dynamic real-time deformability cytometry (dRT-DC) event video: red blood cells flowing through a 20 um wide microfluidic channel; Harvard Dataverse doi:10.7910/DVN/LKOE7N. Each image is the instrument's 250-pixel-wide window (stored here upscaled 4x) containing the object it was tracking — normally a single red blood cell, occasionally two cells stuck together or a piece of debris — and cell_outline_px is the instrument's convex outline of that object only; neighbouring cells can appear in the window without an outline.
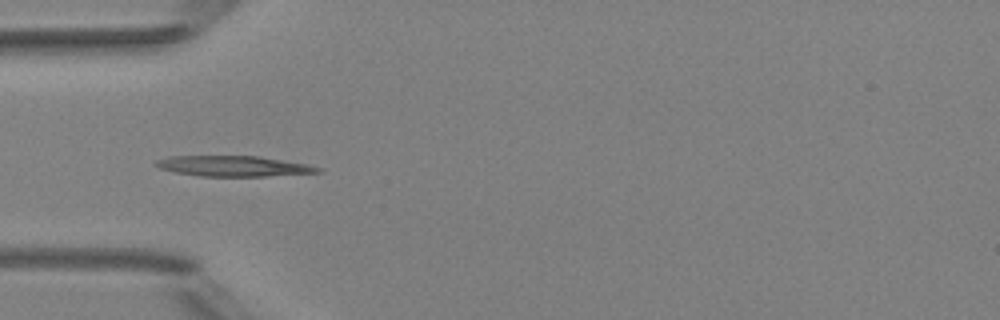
{"species": "Egyptian fruit bat (a non-hibernating species)", "species_latin": "Rousettus aegyptiacus", "temperature_condition": "room temperature", "stored_images_in_passage": 5, "camera_frame_rate_fps": 3000, "um_per_image_px": 0.085, "animal": {"sex": "female"}, "frame": {"image": 1, "passage_image": 4, "time_ms": 3.333, "image_size_px": [1000, 320], "cell_outline_px": [[324, 172], [264, 176], [200, 176], [176, 172], [160, 168], [152, 164], [156, 160], [168, 156], [260, 156], [308, 164], [324, 168]], "centroid_in_image_um": [19.88, 14.11], "position_along_channel_um": 65.1, "area_um2": 19.48}}
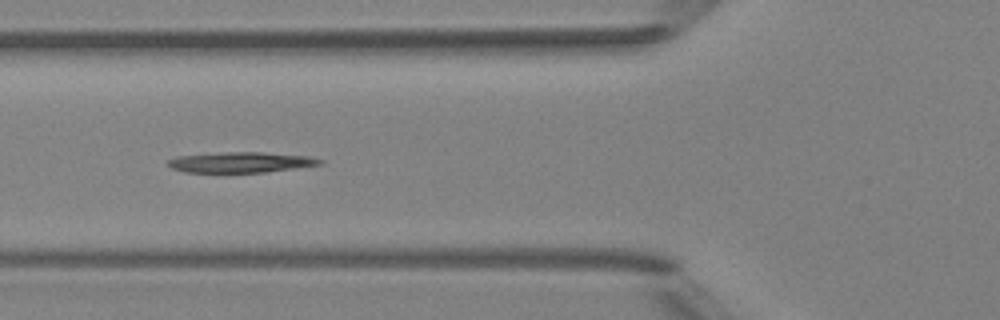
{"frame": {"image": 2, "passage_image": 5, "time_ms": 4.333, "image_size_px": [1000, 320], "cell_outline_px": [[324, 164], [264, 172], [184, 172], [172, 168], [168, 164], [168, 160], [176, 156], [224, 152], [260, 152], [308, 156], [324, 160]], "centroid_in_image_um": [20.47, 13.79], "position_along_channel_um": 105.3, "area_um2": 18.03}}